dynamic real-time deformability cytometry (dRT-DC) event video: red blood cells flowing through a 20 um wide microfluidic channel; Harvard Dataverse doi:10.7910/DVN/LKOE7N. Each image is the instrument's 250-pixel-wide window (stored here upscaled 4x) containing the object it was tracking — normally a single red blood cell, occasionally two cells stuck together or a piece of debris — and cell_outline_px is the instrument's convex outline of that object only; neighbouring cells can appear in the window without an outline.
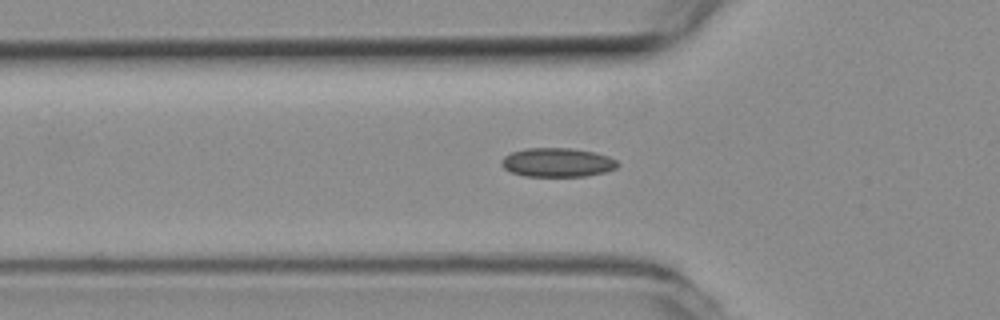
{"species": "common noctule bat (a hibernating species)", "species_latin": "Nyctalus noctula", "temperature_condition": "room temperature", "stored_images_in_passage": 41, "camera_frame_rate_fps": 3000, "um_per_image_px": 0.085, "animal": {"sex": "female", "body_mass_g": 19.3, "forearm_length_mm": 54.1}, "frame": {"image": 1, "passage_image": 4, "time_ms": 1.0, "image_size_px": [1000, 320], "cell_outline_px": [[620, 164], [616, 168], [604, 172], [584, 176], [524, 176], [512, 172], [504, 168], [500, 164], [500, 160], [504, 156], [512, 152], [524, 148], [572, 148], [596, 152], [608, 156], [616, 160]], "centroid_in_image_um": [47.37, 13.8], "position_along_channel_um": 78.4, "area_um2": 19.71}}
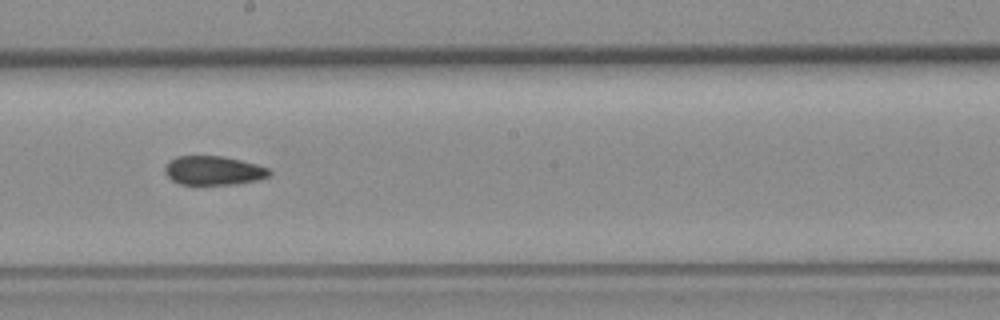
{"frame": {"image": 2, "passage_image": 16, "time_ms": 5.0, "image_size_px": [1000, 320], "cell_outline_px": [[272, 172], [268, 176], [256, 180], [236, 184], [180, 184], [172, 180], [164, 172], [164, 168], [168, 160], [176, 156], [224, 156], [256, 164], [268, 168]], "centroid_in_image_um": [18.11, 14.48], "position_along_channel_um": 230.1, "area_um2": 17.63}}
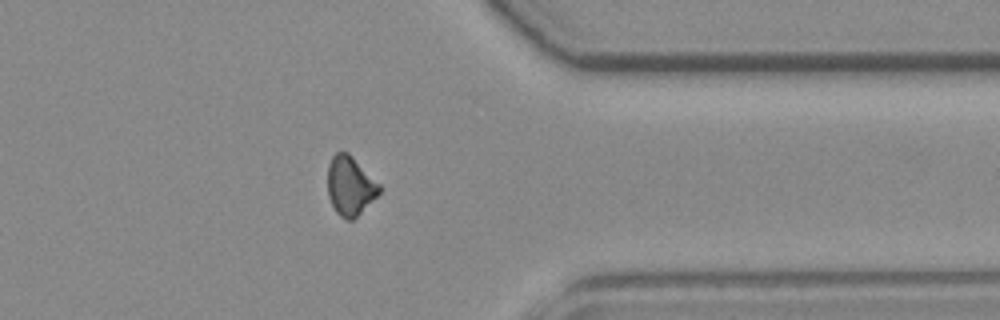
{"frame": {"image": 3, "passage_image": 29, "time_ms": 9.333, "image_size_px": [1000, 320], "cell_outline_px": [[380, 192], [352, 220], [348, 220], [340, 216], [336, 212], [328, 196], [328, 164], [332, 156], [336, 152], [348, 152], [380, 184]], "centroid_in_image_um": [29.74, 15.77], "position_along_channel_um": 381.7, "area_um2": 17.51}, "authors_computed_cell_mechanics": {"area_um2": 18.0914, "velocity_mm_per_s": 3.7722, "shape_relaxation_time_tau1_ms": null, "shape_relaxation_time_tau2_ms": 6.7685, "deformation_change_tau1": null, "deformation_change_tau2": 0.1125}}